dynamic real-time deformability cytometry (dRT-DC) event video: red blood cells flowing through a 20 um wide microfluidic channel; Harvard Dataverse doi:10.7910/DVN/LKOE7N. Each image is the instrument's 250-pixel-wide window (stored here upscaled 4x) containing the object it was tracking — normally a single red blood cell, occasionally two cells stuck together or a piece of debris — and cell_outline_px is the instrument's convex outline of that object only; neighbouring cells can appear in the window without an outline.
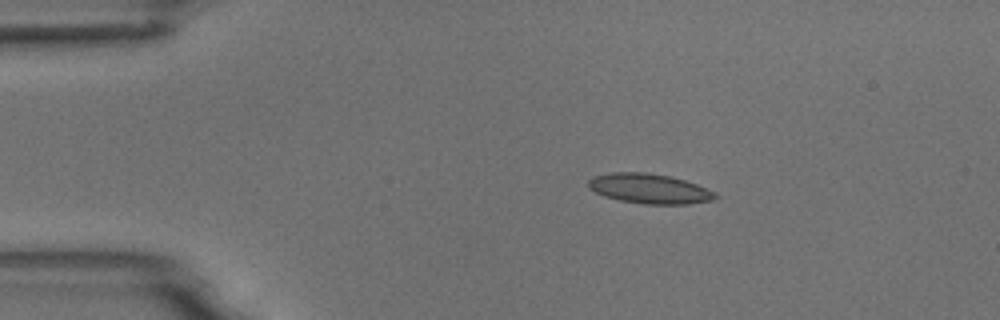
{"species": "common noctule bat (a hibernating species)", "species_latin": "Nyctalus noctula", "temperature_condition": "room temperature", "stored_images_in_passage": 5, "camera_frame_rate_fps": 3000, "um_per_image_px": 0.085, "animal": {"sex": "male", "body_mass_g": 18.8}, "frame": {"image": 1, "passage_image": 2, "time_ms": 0.333, "image_size_px": [1000, 320], "cell_outline_px": [[720, 196], [712, 200], [688, 204], [644, 204], [620, 200], [604, 196], [588, 188], [588, 180], [592, 176], [612, 172], [648, 172], [668, 176], [684, 180], [696, 184], [716, 192]], "centroid_in_image_um": [55.19, 16.03], "position_along_channel_um": 29.8, "area_um2": 22.14}}
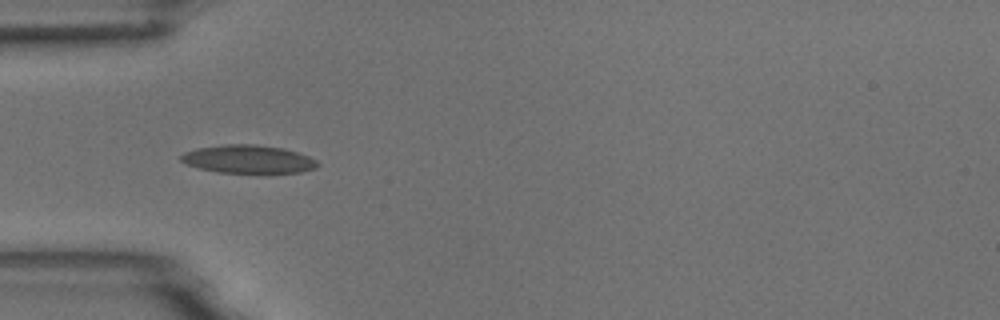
{"frame": {"image": 2, "passage_image": 4, "time_ms": 1.0, "image_size_px": [1000, 320], "cell_outline_px": [[320, 164], [316, 168], [300, 172], [216, 172], [200, 168], [188, 164], [180, 160], [180, 156], [184, 152], [196, 148], [224, 144], [252, 144], [284, 148], [308, 156], [316, 160]], "centroid_in_image_um": [21.09, 13.52], "position_along_channel_um": 63.9, "area_um2": 22.2}}